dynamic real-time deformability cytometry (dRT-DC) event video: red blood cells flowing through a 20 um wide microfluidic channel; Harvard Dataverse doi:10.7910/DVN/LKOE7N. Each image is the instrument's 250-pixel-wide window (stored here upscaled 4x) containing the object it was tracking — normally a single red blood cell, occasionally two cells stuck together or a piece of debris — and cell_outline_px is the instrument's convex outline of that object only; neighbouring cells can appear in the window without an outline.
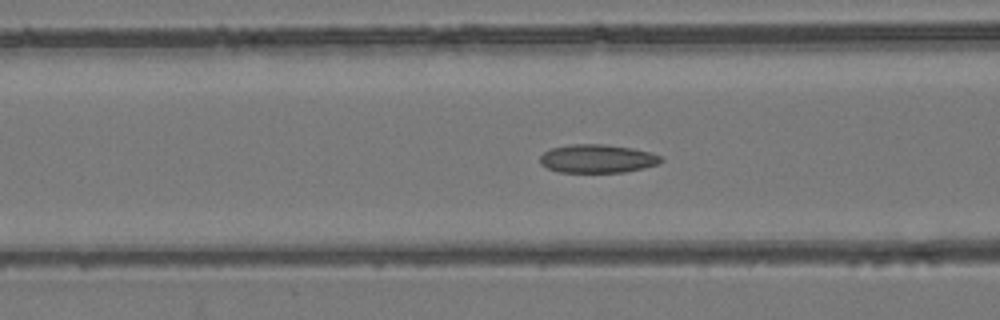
{"species": "common noctule bat (a hibernating species)", "species_latin": "Nyctalus noctula", "temperature_condition": "room temperature", "stored_images_in_passage": 41, "camera_frame_rate_fps": 3000, "um_per_image_px": 0.085, "animal": {"sex": "female", "body_mass_g": 24.6, "forearm_length_mm": 56.2}, "frame": {"image": 1, "passage_image": 9, "time_ms": 2.667, "image_size_px": [1000, 320], "cell_outline_px": [[664, 160], [660, 164], [644, 168], [624, 172], [560, 172], [548, 168], [540, 164], [540, 156], [544, 152], [552, 148], [572, 144], [604, 144], [632, 148], [652, 152], [660, 156]], "centroid_in_image_um": [50.81, 13.48], "position_along_channel_um": 115.8, "area_um2": 20.11}}
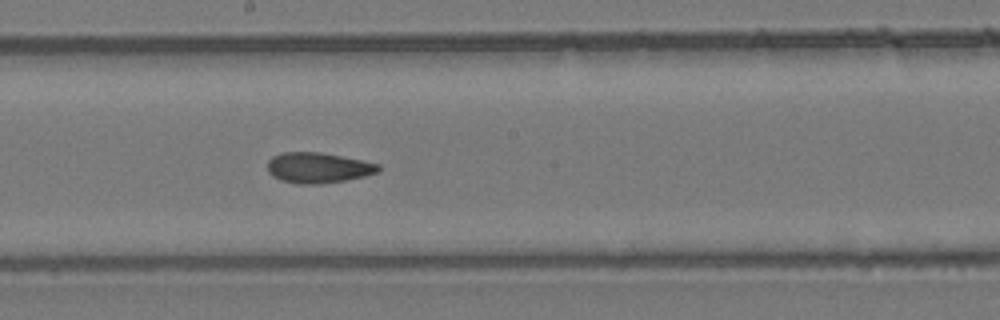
{"frame": {"image": 2, "passage_image": 17, "time_ms": 5.333, "image_size_px": [1000, 320], "cell_outline_px": [[380, 172], [364, 176], [344, 180], [320, 184], [296, 184], [280, 180], [272, 176], [268, 172], [268, 160], [272, 156], [280, 152], [320, 152], [380, 164]], "centroid_in_image_um": [27.01, 14.26], "position_along_channel_um": 221.2, "area_um2": 19.77}}
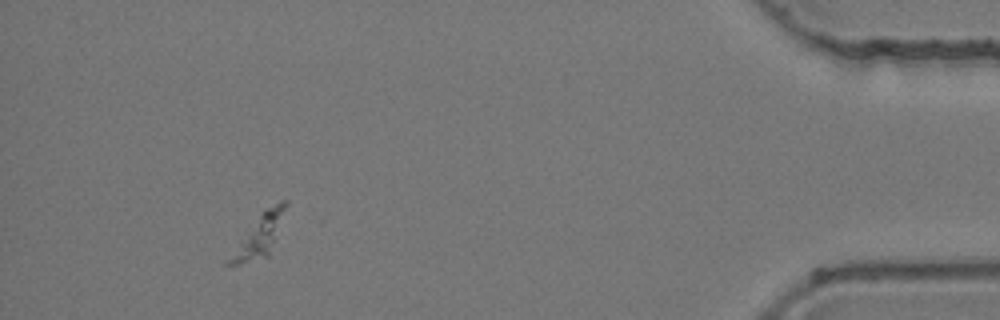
{"frame": {"image": 3, "passage_image": 37, "time_ms": 12.0, "image_size_px": [1000, 320], "cell_outline_px": [[288, 204], [268, 256], [240, 264], [224, 264], [260, 216], [268, 208], [280, 200], [288, 200]], "centroid_in_image_um": [22.1, 20.04], "position_along_channel_um": 413.1, "area_um2": 12.43}}